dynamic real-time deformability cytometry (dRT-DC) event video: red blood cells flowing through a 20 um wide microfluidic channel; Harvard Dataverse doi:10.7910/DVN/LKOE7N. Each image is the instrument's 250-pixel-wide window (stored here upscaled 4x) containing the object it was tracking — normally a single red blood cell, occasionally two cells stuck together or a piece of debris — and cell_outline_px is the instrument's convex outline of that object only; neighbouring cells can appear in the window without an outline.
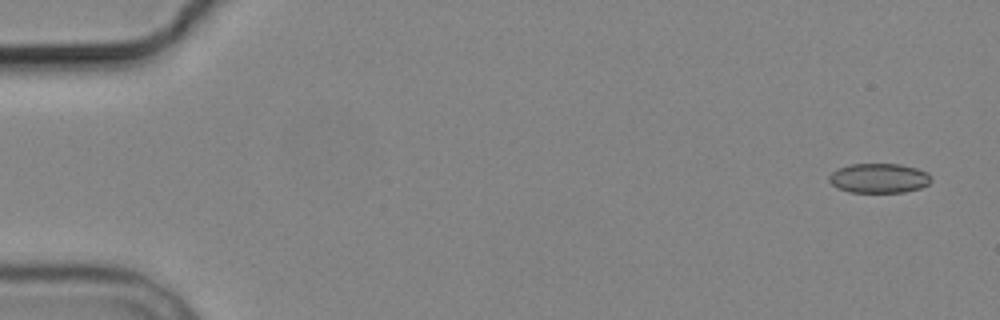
{"species": "common noctule bat (a hibernating species)", "species_latin": "Nyctalus noctula", "temperature_condition": "cold", "stored_images_in_passage": 5, "camera_frame_rate_fps": 3000, "um_per_image_px": 0.085, "animal": {"sex": "male", "body_mass_g": 19.2, "forearm_length_mm": 51.8}, "frame": {"image": 1, "passage_image": 1, "time_ms": 0.0, "image_size_px": [1000, 320], "cell_outline_px": [[932, 180], [928, 184], [920, 188], [904, 192], [848, 192], [836, 188], [828, 180], [828, 176], [832, 172], [840, 168], [852, 164], [900, 164], [916, 168], [928, 172]], "centroid_in_image_um": [74.71, 15.15], "position_along_channel_um": 10.3, "area_um2": 17.63}}
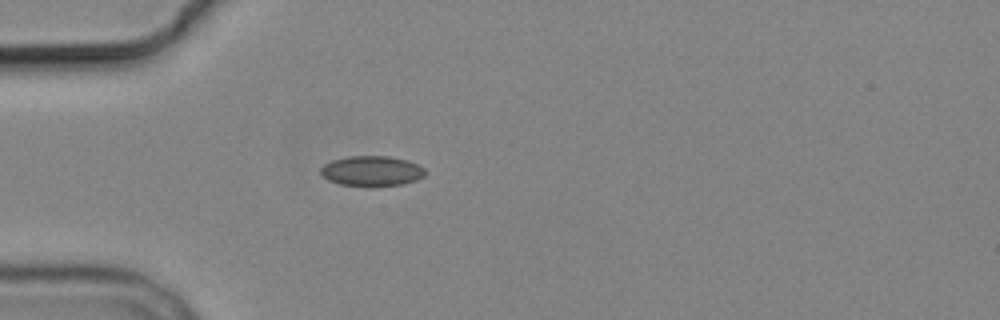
{"frame": {"image": 2, "passage_image": 5, "time_ms": 4.667, "image_size_px": [1000, 320], "cell_outline_px": [[424, 176], [416, 180], [404, 184], [372, 188], [368, 188], [340, 184], [328, 180], [320, 176], [320, 168], [324, 164], [332, 160], [348, 156], [388, 156], [404, 160], [416, 164], [424, 168]], "centroid_in_image_um": [31.54, 14.57], "position_along_channel_um": 53.5, "area_um2": 18.79}}